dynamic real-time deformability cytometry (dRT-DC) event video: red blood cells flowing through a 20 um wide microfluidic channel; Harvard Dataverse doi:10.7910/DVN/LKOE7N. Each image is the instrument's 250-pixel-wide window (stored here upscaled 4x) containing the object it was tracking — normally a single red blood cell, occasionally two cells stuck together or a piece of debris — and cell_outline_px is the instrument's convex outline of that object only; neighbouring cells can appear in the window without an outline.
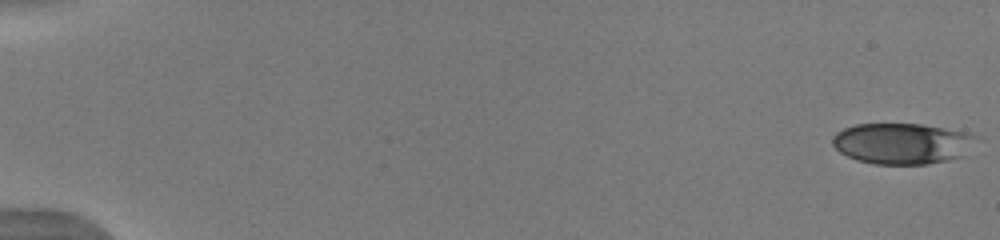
{"species": "human", "species_latin": "Homo sapiens", "temperature_condition": "warm", "stored_images_in_passage": 52, "camera_frame_rate_fps": 3000, "um_per_image_px": 0.085, "donor": {"sex": "male"}, "frame": {"image": 1, "passage_image": 1, "time_ms": 0.0, "image_size_px": [1000, 240], "cell_outline_px": [[972, 136], [964, 156], [948, 160], [928, 164], [872, 164], [856, 160], [840, 152], [832, 144], [832, 136], [836, 132], [844, 128], [856, 124], [924, 124], [960, 132]], "centroid_in_image_um": [76.54, 12.21], "position_along_channel_um": 8.5, "area_um2": 33.64}}
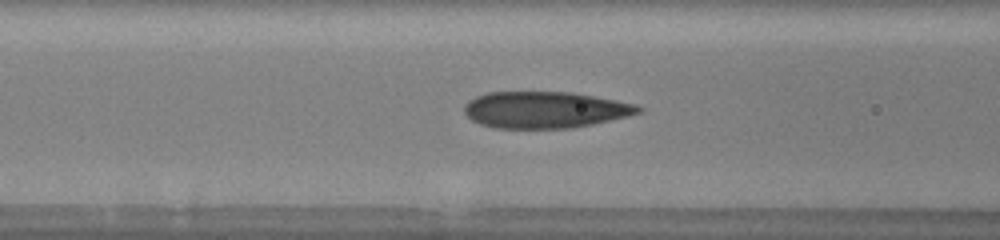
{"frame": {"image": 2, "passage_image": 23, "time_ms": 7.333, "image_size_px": [1000, 240], "cell_outline_px": [[644, 108], [640, 112], [628, 116], [592, 124], [572, 128], [496, 128], [480, 124], [472, 120], [464, 112], [464, 104], [468, 100], [476, 96], [488, 92], [572, 92], [616, 100], [636, 104]], "centroid_in_image_um": [46.31, 9.33], "position_along_channel_um": 120.3, "area_um2": 37.11}}
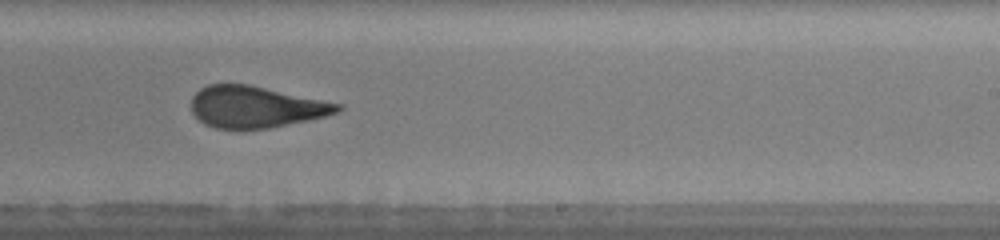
{"frame": {"image": 3, "passage_image": 34, "time_ms": 11.0, "image_size_px": [1000, 240], "cell_outline_px": [[344, 108], [340, 112], [308, 120], [268, 128], [216, 128], [204, 124], [192, 112], [192, 96], [200, 88], [208, 84], [248, 84], [344, 104]], "centroid_in_image_um": [21.77, 9.07], "position_along_channel_um": 267.2, "area_um2": 35.32}, "authors_computed_cell_mechanics": {"area_um2": 35.3447, "velocity_mm_per_s": 4.0104, "shape_relaxation_time_tau1_ms": 9.1371, "shape_relaxation_time_tau2_ms": 1.2635, "deformation_change_tau1": 0.2445, "deformation_change_tau2": 0.1044}}